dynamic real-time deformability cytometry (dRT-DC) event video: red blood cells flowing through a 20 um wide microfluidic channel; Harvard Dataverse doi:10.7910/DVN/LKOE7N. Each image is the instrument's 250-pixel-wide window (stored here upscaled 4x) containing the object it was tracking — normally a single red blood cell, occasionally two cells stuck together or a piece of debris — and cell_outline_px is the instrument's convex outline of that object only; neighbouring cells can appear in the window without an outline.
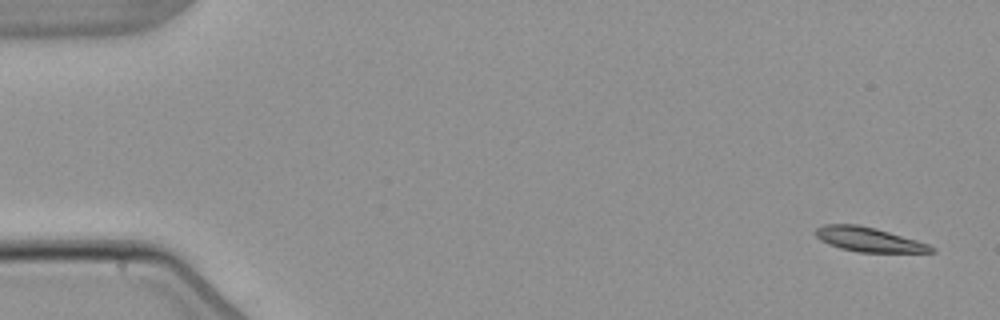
{"species": "common noctule bat (a hibernating species)", "species_latin": "Nyctalus noctula", "temperature_condition": "warm", "stored_images_in_passage": 7, "camera_frame_rate_fps": 3000, "um_per_image_px": 0.085, "animal": {"sex": "male", "body_mass_g": 21.5, "forearm_length_mm": 52.0}, "frame": {"image": 1, "passage_image": 1, "time_ms": 0.0, "image_size_px": [1000, 320], "cell_outline_px": [[936, 252], [860, 252], [840, 248], [828, 244], [820, 240], [816, 236], [816, 228], [824, 224], [856, 224], [888, 232], [916, 240], [928, 244], [936, 248]], "centroid_in_image_um": [73.83, 20.36], "position_along_channel_um": 11.2, "area_um2": 16.18}}
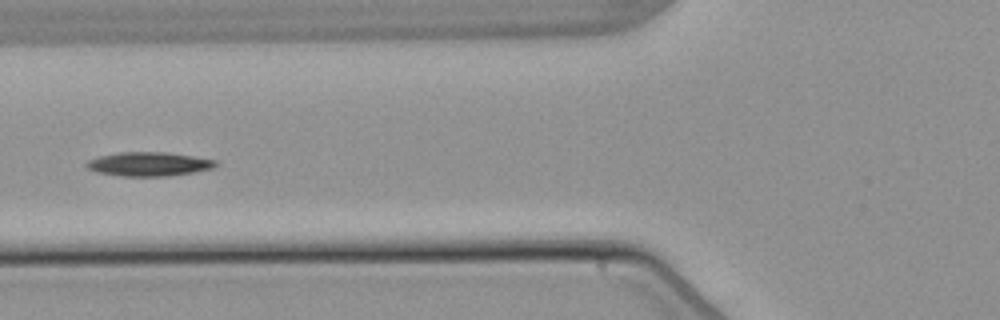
{"frame": {"image": 2, "passage_image": 6, "time_ms": 6.333, "image_size_px": [1000, 320], "cell_outline_px": [[220, 164], [212, 168], [192, 172], [168, 176], [120, 176], [96, 172], [88, 168], [84, 164], [88, 160], [100, 156], [120, 152], [164, 152], [192, 156], [216, 160]], "centroid_in_image_um": [12.64, 13.95], "position_along_channel_um": 113.2, "area_um2": 17.98}}